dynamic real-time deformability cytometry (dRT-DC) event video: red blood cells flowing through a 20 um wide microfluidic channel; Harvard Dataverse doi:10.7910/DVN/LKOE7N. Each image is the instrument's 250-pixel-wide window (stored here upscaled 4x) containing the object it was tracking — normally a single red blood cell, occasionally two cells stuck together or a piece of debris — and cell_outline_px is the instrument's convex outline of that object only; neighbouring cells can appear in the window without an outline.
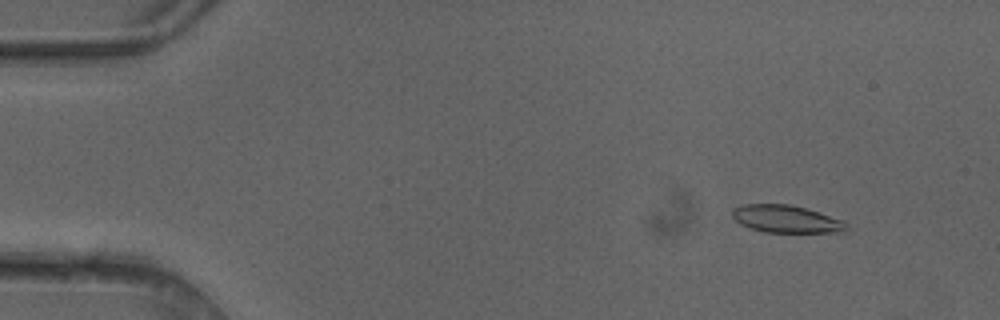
{"species": "common noctule bat (a hibernating species)", "species_latin": "Nyctalus noctula", "temperature_condition": "cold", "stored_images_in_passage": 6, "camera_frame_rate_fps": 3000, "um_per_image_px": 0.085, "animal": {"sex": "female"}, "frame": {"image": 1, "passage_image": 2, "time_ms": 0.333, "image_size_px": [1000, 320], "cell_outline_px": [[848, 228], [844, 232], [764, 232], [740, 224], [732, 216], [732, 208], [744, 204], [788, 204], [804, 208], [844, 220], [848, 224]], "centroid_in_image_um": [66.83, 18.61], "position_along_channel_um": 18.2, "area_um2": 18.21}}
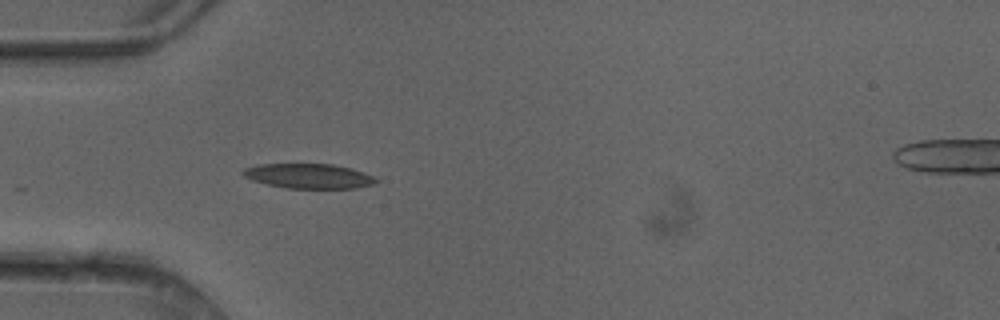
{"frame": {"image": 2, "passage_image": 5, "time_ms": 1.333, "image_size_px": [1000, 320], "cell_outline_px": [[380, 180], [376, 184], [356, 188], [284, 188], [252, 180], [244, 176], [240, 172], [244, 168], [256, 164], [332, 164], [352, 168], [364, 172]], "centroid_in_image_um": [26.25, 14.96], "position_along_channel_um": 58.7, "area_um2": 19.36}}